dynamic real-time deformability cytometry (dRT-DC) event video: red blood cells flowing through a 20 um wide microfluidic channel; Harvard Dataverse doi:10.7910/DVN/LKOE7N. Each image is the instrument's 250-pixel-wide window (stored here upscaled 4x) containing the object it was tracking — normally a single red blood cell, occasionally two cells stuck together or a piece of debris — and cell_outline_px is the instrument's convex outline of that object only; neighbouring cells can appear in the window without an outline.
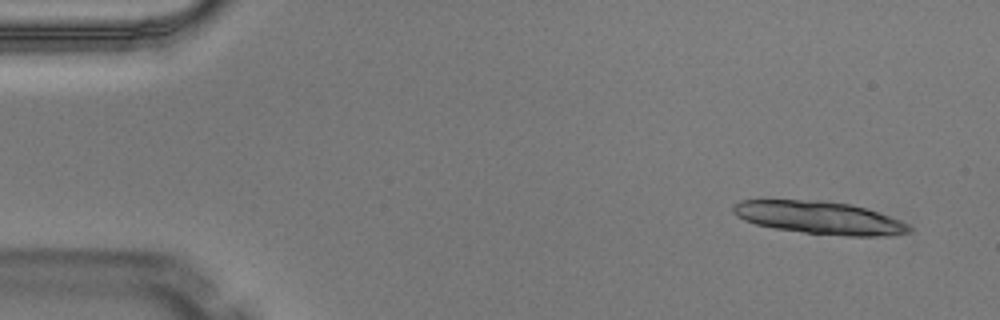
{"species": "Egyptian fruit bat (a non-hibernating species)", "species_latin": "Rousettus aegyptiacus", "temperature_condition": "warm", "stored_images_in_passage": 3, "camera_frame_rate_fps": 3000, "um_per_image_px": 0.085, "animal": {"sex": "male"}, "frame": {"image": 1, "passage_image": 1, "time_ms": 0.0, "image_size_px": [1000, 320], "cell_outline_px": [[912, 232], [892, 236], [848, 236], [804, 232], [776, 228], [756, 224], [744, 220], [736, 216], [732, 212], [732, 204], [740, 200], [824, 200], [852, 204], [900, 220], [908, 224], [912, 228]], "centroid_in_image_um": [69.65, 18.5], "position_along_channel_um": 15.3, "area_um2": 33.64}}
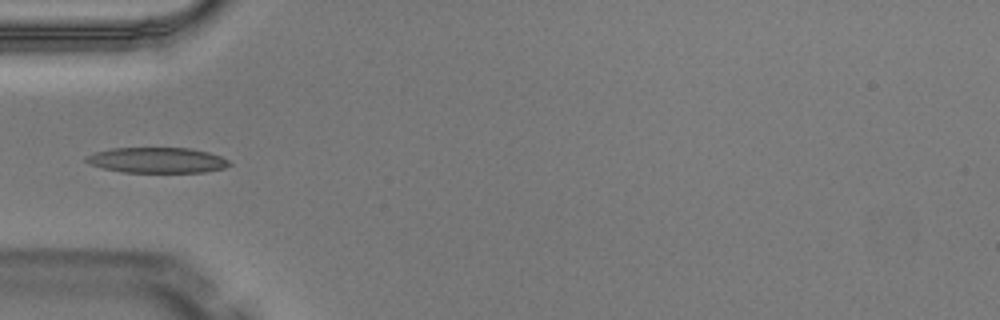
{"frame": {"image": 2, "passage_image": 2, "time_ms": 0.333, "image_size_px": [1000, 320], "cell_outline_px": [[232, 164], [224, 168], [204, 172], [124, 172], [104, 168], [88, 164], [84, 160], [88, 156], [96, 152], [112, 148], [188, 148], [208, 152], [220, 156], [228, 160]], "centroid_in_image_um": [13.37, 13.62], "position_along_channel_um": 71.6, "area_um2": 21.1}}